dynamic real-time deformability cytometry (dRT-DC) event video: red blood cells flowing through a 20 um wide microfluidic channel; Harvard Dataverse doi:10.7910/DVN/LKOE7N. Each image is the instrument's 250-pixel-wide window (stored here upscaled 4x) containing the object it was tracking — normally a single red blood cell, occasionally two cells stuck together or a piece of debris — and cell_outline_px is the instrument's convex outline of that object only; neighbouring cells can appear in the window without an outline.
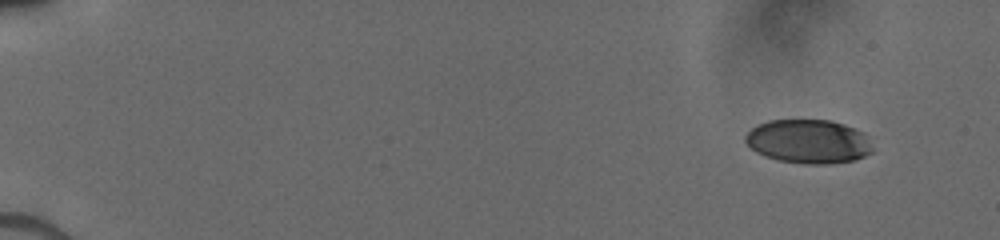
{"species": "human", "species_latin": "Homo sapiens", "temperature_condition": "cold", "stored_images_in_passage": 29, "camera_frame_rate_fps": 3000, "um_per_image_px": 0.085, "donor": {"sex": "male"}, "frame": {"image": 1, "passage_image": 2, "time_ms": 0.667, "image_size_px": [1000, 240], "cell_outline_px": [[872, 152], [856, 160], [828, 164], [808, 164], [780, 160], [764, 156], [756, 152], [744, 140], [744, 136], [756, 124], [768, 120], [832, 120], [844, 124], [860, 132], [872, 148]], "centroid_in_image_um": [68.66, 12.02], "position_along_channel_um": 16.3, "area_um2": 32.25}}
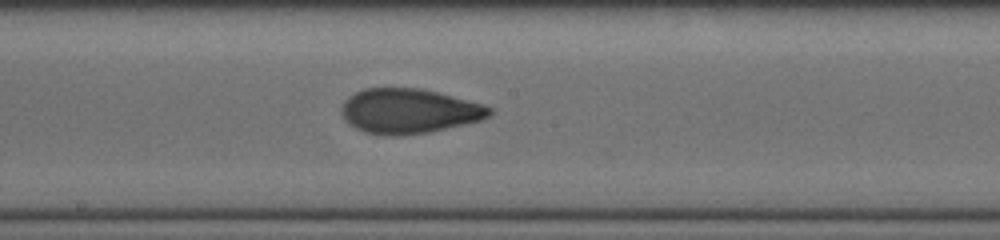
{"frame": {"image": 2, "passage_image": 16, "time_ms": 9.333, "image_size_px": [1000, 240], "cell_outline_px": [[492, 112], [488, 116], [480, 120], [464, 124], [428, 132], [396, 136], [384, 136], [364, 132], [348, 124], [344, 120], [340, 112], [340, 108], [344, 100], [348, 96], [364, 88], [420, 88], [484, 104], [492, 108]], "centroid_in_image_um": [34.7, 9.44], "position_along_channel_um": 213.5, "area_um2": 38.73}}
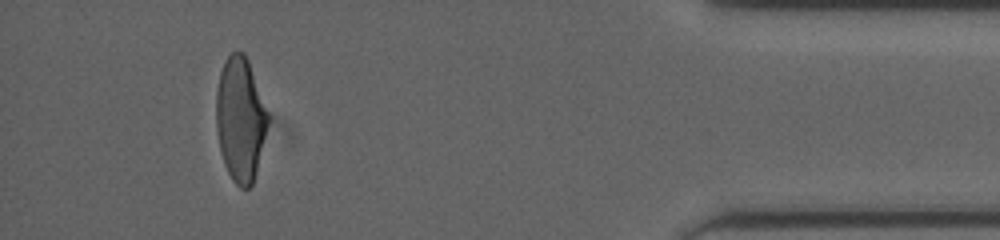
{"frame": {"image": 3, "passage_image": 26, "time_ms": 15.333, "image_size_px": [1000, 240], "cell_outline_px": [[268, 124], [256, 172], [252, 184], [248, 188], [240, 188], [232, 180], [224, 164], [220, 152], [216, 128], [216, 92], [220, 72], [224, 60], [232, 52], [244, 52], [248, 60], [268, 112]], "centroid_in_image_um": [20.41, 10.13], "position_along_channel_um": 414.8, "area_um2": 37.34}}